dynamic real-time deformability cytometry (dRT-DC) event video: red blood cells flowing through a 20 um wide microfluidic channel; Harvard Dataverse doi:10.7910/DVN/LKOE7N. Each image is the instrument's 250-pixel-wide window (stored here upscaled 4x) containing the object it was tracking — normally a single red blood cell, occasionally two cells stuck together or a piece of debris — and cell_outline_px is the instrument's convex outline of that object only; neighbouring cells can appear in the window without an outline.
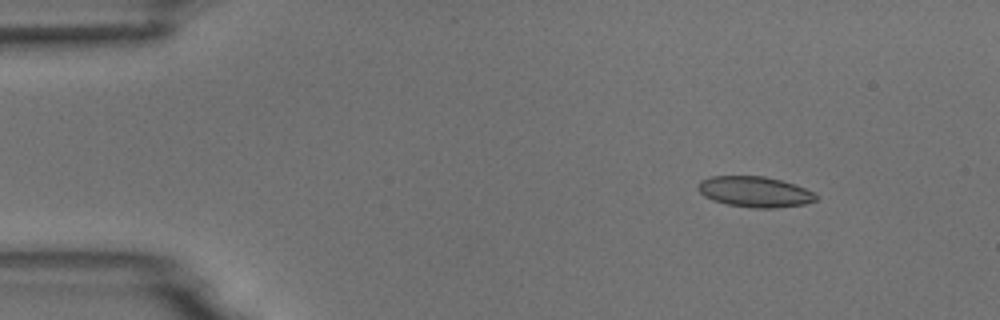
{"species": "common noctule bat (a hibernating species)", "species_latin": "Nyctalus noctula", "temperature_condition": "room temperature", "stored_images_in_passage": 48, "camera_frame_rate_fps": 3000, "um_per_image_px": 0.085, "animal": {"sex": "male", "body_mass_g": 18.8}, "frame": {"image": 1, "passage_image": 1, "time_ms": 0.0, "image_size_px": [1000, 320], "cell_outline_px": [[816, 200], [804, 204], [776, 208], [752, 208], [728, 204], [712, 200], [704, 196], [696, 188], [696, 184], [700, 180], [712, 176], [764, 176], [780, 180], [804, 188], [812, 192], [816, 196]], "centroid_in_image_um": [64.09, 16.3], "position_along_channel_um": 20.9, "area_um2": 20.98}}
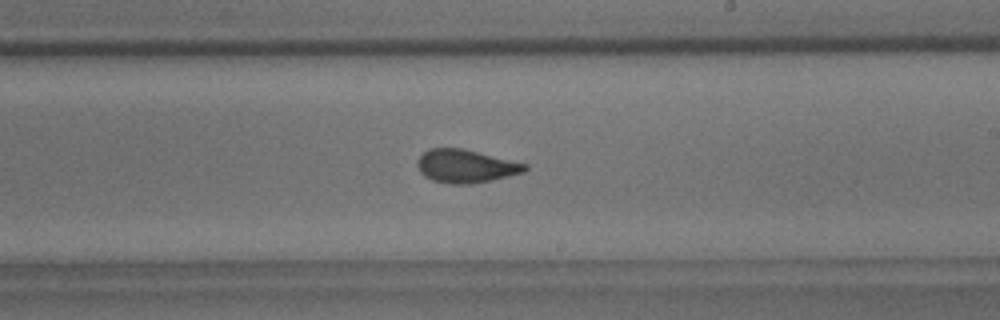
{"frame": {"image": 2, "passage_image": 26, "time_ms": 8.333, "image_size_px": [1000, 320], "cell_outline_px": [[528, 168], [524, 172], [492, 180], [472, 184], [452, 184], [432, 180], [424, 176], [420, 172], [416, 164], [420, 156], [428, 148], [464, 148], [528, 164]], "centroid_in_image_um": [39.59, 14.12], "position_along_channel_um": 249.4, "area_um2": 20.92}}
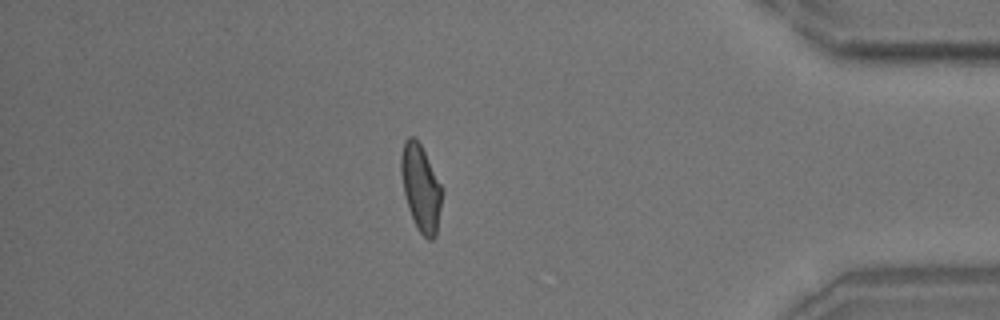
{"frame": {"image": 3, "passage_image": 41, "time_ms": 13.333, "image_size_px": [1000, 320], "cell_outline_px": [[444, 192], [436, 236], [432, 240], [428, 240], [420, 232], [408, 208], [404, 192], [400, 172], [400, 156], [404, 140], [408, 136], [412, 136], [420, 144], [444, 188]], "centroid_in_image_um": [35.79, 15.96], "position_along_channel_um": 399.4, "area_um2": 20.87}, "authors_computed_cell_mechanics": {"area_um2": 20.6924, "velocity_mm_per_s": 3.7298, "shape_relaxation_time_tau1_ms": 7.3739, "shape_relaxation_time_tau2_ms": 1.2227, "deformation_change_tau1": 0.1741, "deformation_change_tau2": 0.0846}}